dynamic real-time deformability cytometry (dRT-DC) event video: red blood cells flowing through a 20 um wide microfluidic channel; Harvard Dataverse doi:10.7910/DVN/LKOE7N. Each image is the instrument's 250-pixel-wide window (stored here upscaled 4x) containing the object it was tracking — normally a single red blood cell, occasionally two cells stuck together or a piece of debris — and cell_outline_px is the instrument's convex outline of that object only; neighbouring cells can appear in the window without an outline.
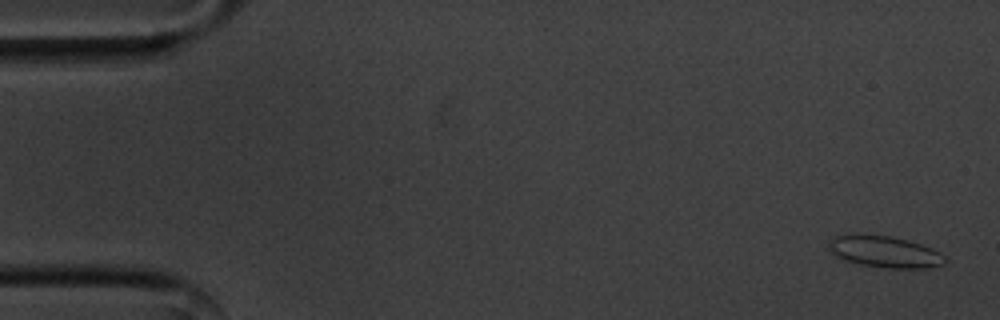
{"species": "common noctule bat (a hibernating species)", "species_latin": "Nyctalus noctula", "temperature_condition": "cold", "stored_images_in_passage": 55, "camera_frame_rate_fps": 3000, "um_per_image_px": 0.085, "animal": {"sex": "male", "body_mass_g": 20.1, "forearm_length_mm": 53.5}, "frame": {"image": 1, "passage_image": 1, "time_ms": 0.0, "image_size_px": [1000, 320], "cell_outline_px": [[948, 260], [944, 264], [924, 268], [888, 268], [860, 264], [844, 260], [828, 252], [828, 244], [836, 236], [856, 232], [860, 232], [892, 236], [908, 240], [932, 248], [940, 252]], "centroid_in_image_um": [75.16, 21.37], "position_along_channel_um": 9.8, "area_um2": 21.85}}
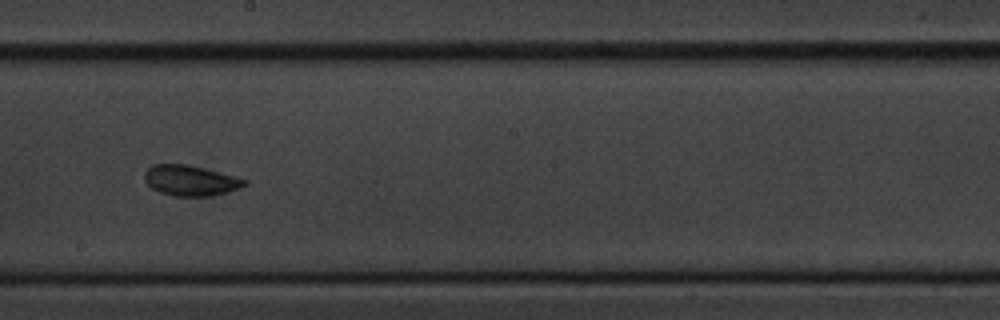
{"frame": {"image": 2, "passage_image": 30, "time_ms": 9.667, "image_size_px": [1000, 320], "cell_outline_px": [[248, 184], [240, 188], [228, 192], [212, 196], [172, 196], [160, 192], [152, 188], [144, 180], [144, 172], [152, 164], [184, 164], [248, 180]], "centroid_in_image_um": [16.16, 15.36], "position_along_channel_um": 232.0, "area_um2": 17.57}}
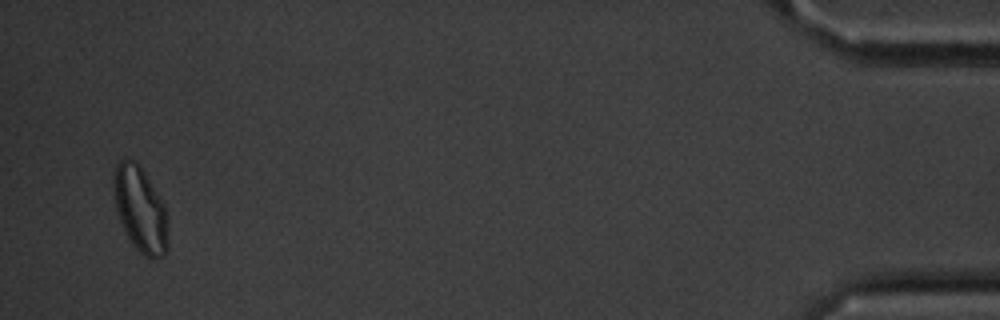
{"frame": {"image": 3, "passage_image": 53, "time_ms": 17.333, "image_size_px": [1000, 320], "cell_outline_px": [[168, 248], [164, 256], [144, 256], [132, 244], [120, 220], [116, 208], [112, 184], [112, 172], [116, 164], [120, 160], [132, 160], [144, 172], [164, 204], [168, 216]], "centroid_in_image_um": [11.92, 17.79], "position_along_channel_um": 423.3, "area_um2": 26.88}, "authors_computed_cell_mechanics": {"area_um2": 18.5538, "velocity_mm_per_s": 3.5723, "shape_relaxation_time_tau1_ms": 8.216, "shape_relaxation_time_tau2_ms": 1.2306, "deformation_change_tau1": 0.1002, "deformation_change_tau2": 0.0639}}